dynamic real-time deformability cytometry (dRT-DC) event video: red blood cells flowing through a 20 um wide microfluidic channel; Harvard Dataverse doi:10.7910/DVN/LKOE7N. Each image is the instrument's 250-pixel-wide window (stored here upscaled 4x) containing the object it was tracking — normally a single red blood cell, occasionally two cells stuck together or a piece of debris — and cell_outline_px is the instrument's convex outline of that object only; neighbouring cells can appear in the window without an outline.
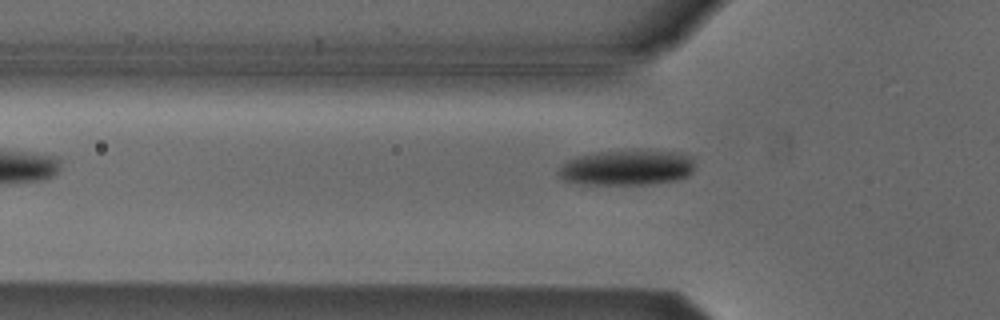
{"species": "Egyptian fruit bat (a non-hibernating species)", "species_latin": "Rousettus aegyptiacus", "temperature_condition": "cold", "stored_images_in_passage": 35, "camera_frame_rate_fps": 3000, "um_per_image_px": 0.085, "animal": {"sex": "male"}, "frame": {"image": 1, "passage_image": 2, "time_ms": 0.333, "image_size_px": [1000, 320], "cell_outline_px": [[692, 172], [688, 176], [676, 180], [648, 184], [576, 184], [560, 180], [556, 172], [568, 160], [576, 156], [596, 152], [636, 148], [684, 152], [692, 156]], "centroid_in_image_um": [53.27, 14.21], "position_along_channel_um": 72.5, "area_um2": 29.07}}
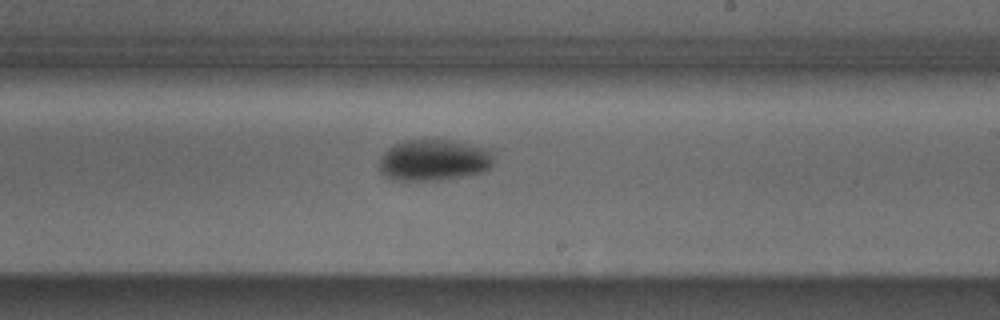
{"frame": {"image": 2, "passage_image": 16, "time_ms": 5.0, "image_size_px": [1000, 320], "cell_outline_px": [[492, 164], [484, 172], [464, 176], [436, 180], [392, 180], [384, 176], [380, 172], [380, 156], [388, 148], [404, 140], [448, 140], [492, 148]], "centroid_in_image_um": [36.88, 13.61], "position_along_channel_um": 252.1, "area_um2": 27.69}}
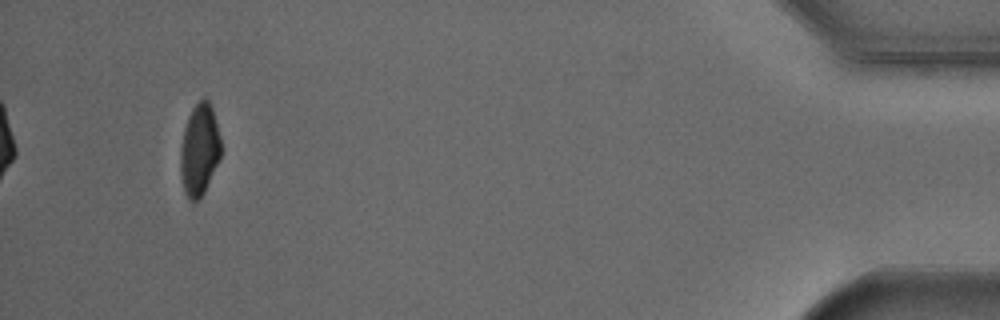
{"frame": {"image": 3, "passage_image": 35, "time_ms": 11.333, "image_size_px": [1000, 320], "cell_outline_px": [[220, 160], [204, 192], [196, 200], [188, 200], [184, 192], [180, 172], [180, 148], [184, 128], [188, 116], [192, 108], [204, 96], [208, 96], [212, 108], [220, 136]], "centroid_in_image_um": [16.94, 12.7], "position_along_channel_um": 418.3, "area_um2": 21.79}, "authors_computed_cell_mechanics": {"area_um2": 27.1082, "velocity_mm_per_s": 3.8435, "shape_relaxation_time_tau1_ms": 3.9589, "shape_relaxation_time_tau2_ms": null, "deformation_change_tau1": 0.1236, "deformation_change_tau2": null}}